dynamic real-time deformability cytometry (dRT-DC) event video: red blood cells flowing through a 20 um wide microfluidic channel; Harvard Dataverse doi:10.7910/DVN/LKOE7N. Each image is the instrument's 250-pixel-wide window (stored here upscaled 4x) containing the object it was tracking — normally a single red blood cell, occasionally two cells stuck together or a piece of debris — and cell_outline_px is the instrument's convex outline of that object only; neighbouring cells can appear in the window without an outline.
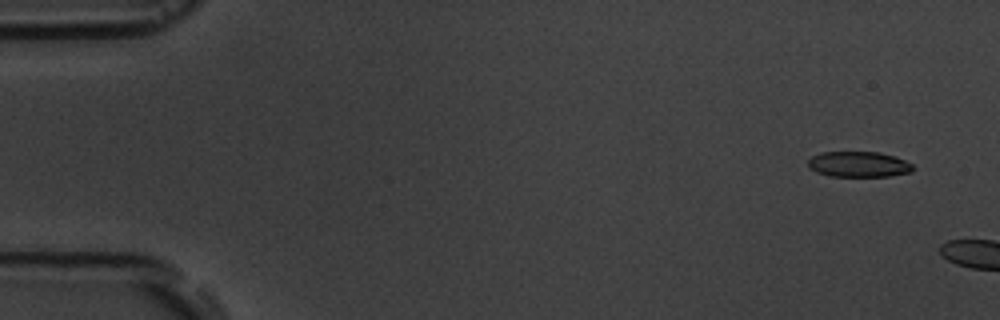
{"species": "common noctule bat (a hibernating species)", "species_latin": "Nyctalus noctula", "temperature_condition": "room temperature", "stored_images_in_passage": 3, "camera_frame_rate_fps": 3000, "um_per_image_px": 0.085, "animal": {"sex": "male", "body_mass_g": 19.5, "forearm_length_mm": 54.6}, "frame": {"image": 1, "passage_image": 2, "time_ms": 1.0, "image_size_px": [1000, 320], "cell_outline_px": [[912, 172], [888, 176], [828, 176], [816, 172], [808, 168], [808, 160], [812, 156], [820, 152], [880, 152], [896, 156], [912, 164]], "centroid_in_image_um": [72.96, 13.96], "position_along_channel_um": 12.0, "area_um2": 15.72}}